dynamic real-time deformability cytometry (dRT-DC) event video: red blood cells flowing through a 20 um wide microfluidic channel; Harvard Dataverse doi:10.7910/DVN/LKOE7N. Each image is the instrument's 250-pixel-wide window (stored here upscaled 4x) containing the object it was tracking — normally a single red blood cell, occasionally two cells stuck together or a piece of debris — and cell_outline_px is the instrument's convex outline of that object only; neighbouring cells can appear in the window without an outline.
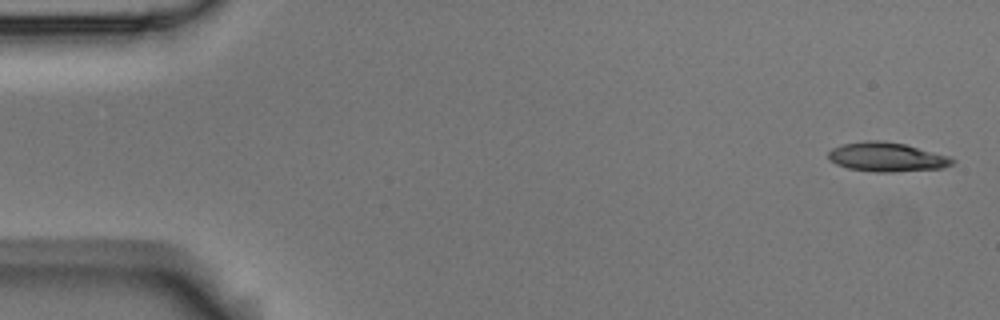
{"species": "Egyptian fruit bat (a non-hibernating species)", "species_latin": "Rousettus aegyptiacus", "temperature_condition": "room temperature", "stored_images_in_passage": 4, "camera_frame_rate_fps": 3000, "um_per_image_px": 0.085, "animal": {"sex": "male"}, "frame": {"image": 1, "passage_image": 1, "time_ms": 0.0, "image_size_px": [1000, 320], "cell_outline_px": [[956, 160], [952, 164], [944, 168], [892, 172], [876, 172], [848, 168], [836, 164], [828, 160], [828, 152], [832, 148], [844, 144], [868, 140], [880, 140], [904, 144], [952, 156]], "centroid_in_image_um": [75.41, 13.35], "position_along_channel_um": 9.6, "area_um2": 21.21}}
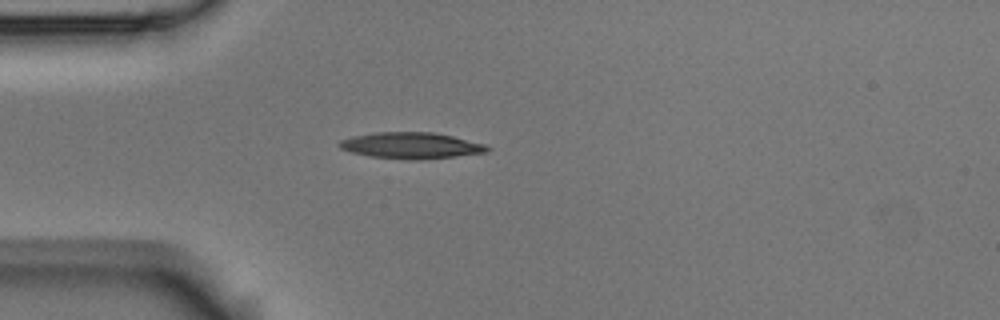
{"frame": {"image": 2, "passage_image": 4, "time_ms": 1.0, "image_size_px": [1000, 320], "cell_outline_px": [[492, 148], [488, 152], [456, 156], [416, 160], [408, 160], [368, 156], [352, 152], [340, 148], [336, 144], [340, 140], [352, 136], [372, 132], [432, 132], [452, 136], [488, 144]], "centroid_in_image_um": [34.95, 12.37], "position_along_channel_um": 50.0, "area_um2": 22.89}}